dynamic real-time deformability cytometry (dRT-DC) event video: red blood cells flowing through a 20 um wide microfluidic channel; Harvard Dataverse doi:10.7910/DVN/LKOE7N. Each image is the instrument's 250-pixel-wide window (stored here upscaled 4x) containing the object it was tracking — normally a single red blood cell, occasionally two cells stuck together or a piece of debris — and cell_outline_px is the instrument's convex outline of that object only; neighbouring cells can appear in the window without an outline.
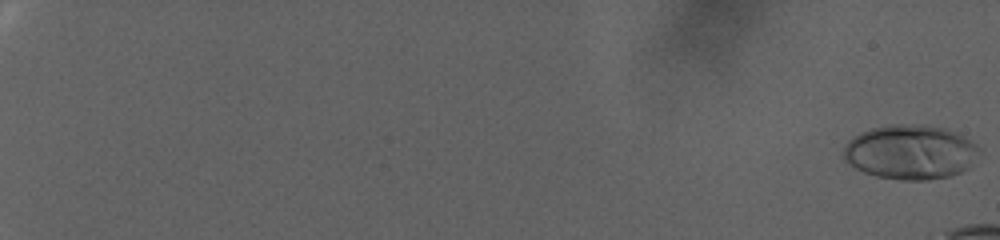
{"species": "human", "species_latin": "Homo sapiens", "temperature_condition": "warm", "stored_images_in_passage": 33, "camera_frame_rate_fps": 3000, "um_per_image_px": 0.085, "donor": {"sex": "female"}, "frame": {"image": 1, "passage_image": 1, "time_ms": 0.0, "image_size_px": [1000, 240], "cell_outline_px": [[980, 148], [968, 168], [960, 172], [948, 176], [928, 180], [904, 180], [876, 176], [864, 172], [856, 168], [844, 160], [840, 156], [848, 140], [860, 132], [872, 128], [892, 124], [920, 124], [948, 128], [964, 136], [976, 144]], "centroid_in_image_um": [77.35, 12.91], "position_along_channel_um": 7.6, "area_um2": 43.23}}